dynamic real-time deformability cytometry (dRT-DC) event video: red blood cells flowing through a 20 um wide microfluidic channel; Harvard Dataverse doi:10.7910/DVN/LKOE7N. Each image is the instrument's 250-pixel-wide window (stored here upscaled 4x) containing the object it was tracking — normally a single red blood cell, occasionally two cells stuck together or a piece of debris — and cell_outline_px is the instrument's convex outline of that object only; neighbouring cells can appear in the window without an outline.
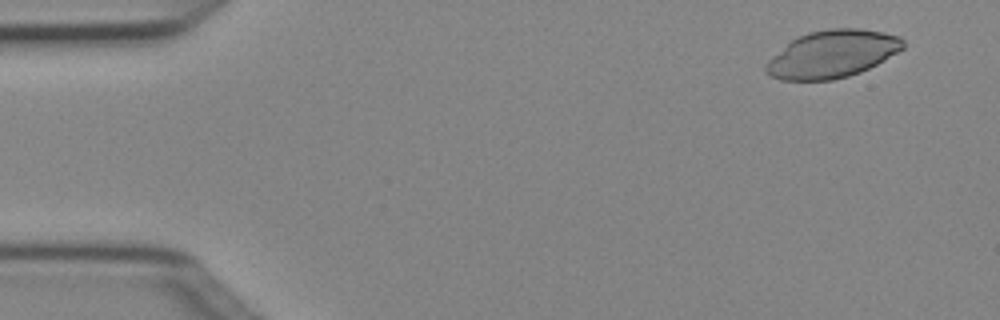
{"species": "Egyptian fruit bat (a non-hibernating species)", "species_latin": "Rousettus aegyptiacus", "temperature_condition": "cold", "stored_images_in_passage": 4, "camera_frame_rate_fps": 3000, "um_per_image_px": 0.085, "animal": {"sex": "female"}, "frame": {"image": 1, "passage_image": 1, "time_ms": 0.0, "image_size_px": [1000, 320], "cell_outline_px": [[904, 48], [876, 64], [860, 72], [848, 76], [832, 80], [780, 80], [764, 72], [764, 64], [772, 56], [792, 40], [808, 32], [828, 28], [860, 28], [884, 32], [900, 36], [904, 40]], "centroid_in_image_um": [70.73, 4.59], "position_along_channel_um": 14.3, "area_um2": 37.86}}